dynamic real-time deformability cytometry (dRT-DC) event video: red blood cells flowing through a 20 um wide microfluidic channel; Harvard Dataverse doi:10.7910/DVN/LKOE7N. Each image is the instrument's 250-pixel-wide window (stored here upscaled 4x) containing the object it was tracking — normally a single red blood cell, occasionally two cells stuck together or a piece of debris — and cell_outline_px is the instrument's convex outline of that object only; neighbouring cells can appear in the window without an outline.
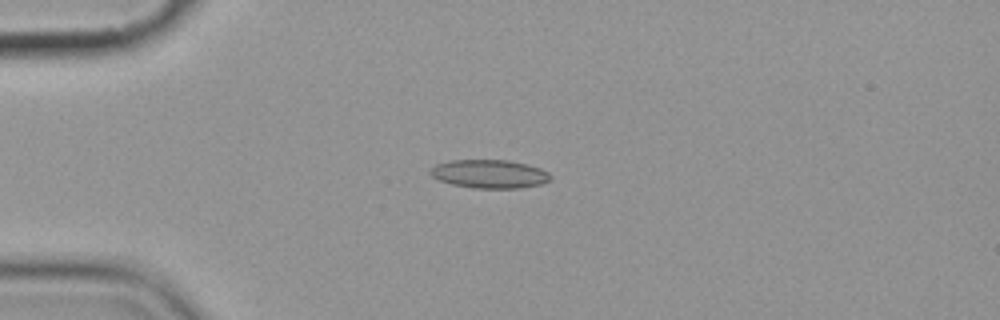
{"species": "common noctule bat (a hibernating species)", "species_latin": "Nyctalus noctula", "temperature_condition": "cold", "stored_images_in_passage": 6, "camera_frame_rate_fps": 3000, "um_per_image_px": 0.085, "animal": {"sex": "female", "body_mass_g": 19.9}, "frame": {"image": 1, "passage_image": 5, "time_ms": 4.667, "image_size_px": [1000, 320], "cell_outline_px": [[552, 176], [548, 180], [540, 184], [520, 188], [472, 188], [452, 184], [440, 180], [432, 176], [428, 172], [436, 164], [448, 160], [508, 160], [528, 164], [540, 168], [548, 172]], "centroid_in_image_um": [41.59, 14.78], "position_along_channel_um": 43.4, "area_um2": 19.94}}